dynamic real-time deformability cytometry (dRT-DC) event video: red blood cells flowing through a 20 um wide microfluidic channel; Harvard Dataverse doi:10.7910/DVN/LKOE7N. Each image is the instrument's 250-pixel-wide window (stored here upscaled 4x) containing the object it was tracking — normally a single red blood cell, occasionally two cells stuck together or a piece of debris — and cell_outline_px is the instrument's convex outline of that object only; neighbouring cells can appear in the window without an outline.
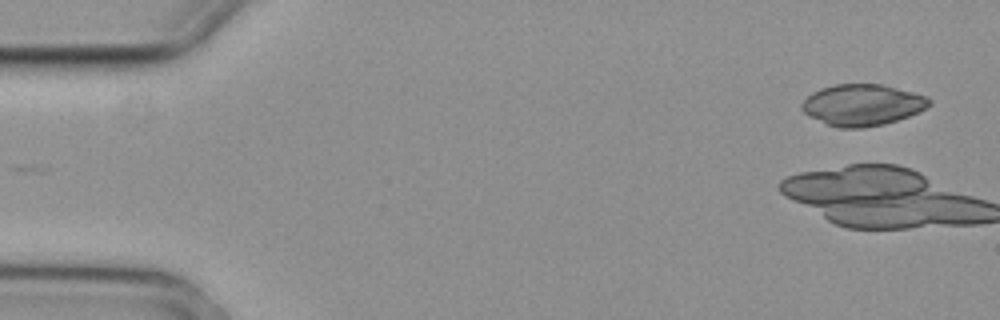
{"species": "common noctule bat (a hibernating species)", "species_latin": "Nyctalus noctula", "temperature_condition": "cold", "stored_images_in_passage": 2, "camera_frame_rate_fps": 3000, "um_per_image_px": 0.085, "animal": {"sex": "female", "body_mass_g": 29.2, "forearm_length_mm": 56.3}, "frame": {"image": 1, "passage_image": 2, "time_ms": 0.333, "image_size_px": [1000, 320], "cell_outline_px": [[932, 104], [908, 116], [884, 124], [864, 128], [836, 128], [808, 116], [800, 108], [800, 104], [812, 92], [820, 88], [832, 84], [884, 84], [928, 96], [932, 100]], "centroid_in_image_um": [73.28, 8.91], "position_along_channel_um": 11.7, "area_um2": 30.98}}